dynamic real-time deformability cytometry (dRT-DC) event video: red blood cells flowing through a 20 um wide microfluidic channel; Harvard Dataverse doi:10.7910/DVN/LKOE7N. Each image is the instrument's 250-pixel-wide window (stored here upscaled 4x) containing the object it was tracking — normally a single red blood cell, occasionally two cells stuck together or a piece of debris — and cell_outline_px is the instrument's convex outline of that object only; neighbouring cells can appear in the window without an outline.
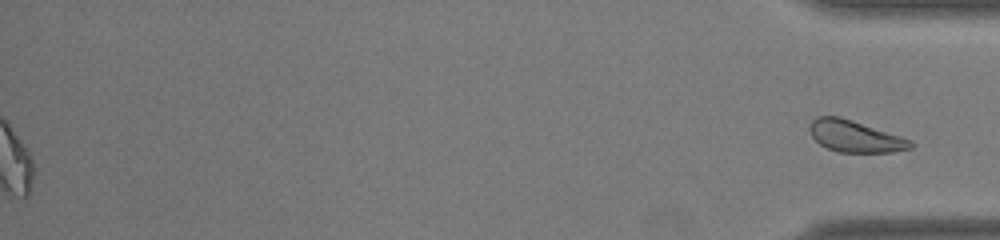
{"species": "common noctule bat (a hibernating species)", "species_latin": "Nyctalus noctula", "temperature_condition": "warm", "stored_images_in_passage": 47, "segment_of_instrument_passage": [2, 2], "camera_frame_rate_fps": 3000, "um_per_image_px": 0.085, "animal": {"sex": "male", "body_mass_g": 19.0, "forearm_length_mm": 50.8}, "frame": {"image": 1, "passage_image": 47, "time_ms": 15.333, "image_size_px": [1000, 240], "cell_outline_px": [[916, 144], [912, 148], [892, 152], [840, 152], [828, 148], [820, 144], [812, 136], [812, 120], [816, 116], [840, 116], [912, 140]], "centroid_in_image_um": [72.73, 11.59], "position_along_channel_um": 362.5, "area_um2": 18.32}}